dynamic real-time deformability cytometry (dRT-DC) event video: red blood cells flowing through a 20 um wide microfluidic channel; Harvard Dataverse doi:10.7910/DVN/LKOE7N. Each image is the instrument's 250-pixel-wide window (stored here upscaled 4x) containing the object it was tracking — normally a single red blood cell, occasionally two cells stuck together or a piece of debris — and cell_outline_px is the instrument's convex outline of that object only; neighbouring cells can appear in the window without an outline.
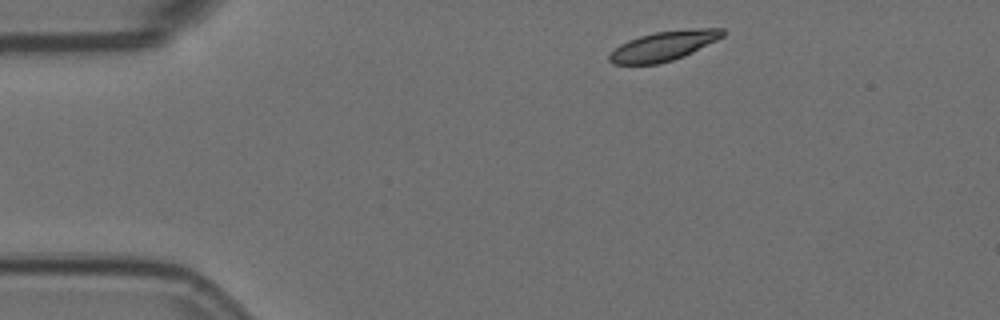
{"species": "Egyptian fruit bat (a non-hibernating species)", "species_latin": "Rousettus aegyptiacus", "temperature_condition": "room temperature", "stored_images_in_passage": 3, "camera_frame_rate_fps": 3000, "um_per_image_px": 0.085, "animal": {"sex": "female"}, "frame": {"image": 1, "passage_image": 1, "time_ms": 0.0, "image_size_px": [1000, 320], "cell_outline_px": [[728, 32], [724, 36], [684, 56], [672, 60], [656, 64], [612, 64], [608, 60], [608, 56], [620, 44], [628, 40], [640, 36], [656, 32], [696, 28], [724, 28]], "centroid_in_image_um": [56.44, 3.9], "position_along_channel_um": 28.6, "area_um2": 19.42}}